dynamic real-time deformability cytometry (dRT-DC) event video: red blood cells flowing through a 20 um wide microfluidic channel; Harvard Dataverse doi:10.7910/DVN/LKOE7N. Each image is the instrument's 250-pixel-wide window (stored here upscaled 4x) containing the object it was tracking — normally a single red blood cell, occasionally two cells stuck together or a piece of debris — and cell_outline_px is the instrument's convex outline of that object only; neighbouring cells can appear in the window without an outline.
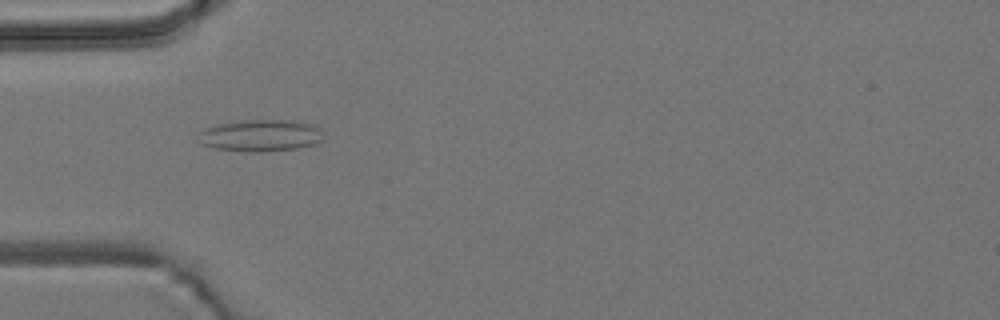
{"species": "common noctule bat (a hibernating species)", "species_latin": "Nyctalus noctula", "temperature_condition": "room temperature", "stored_images_in_passage": 7, "camera_frame_rate_fps": 3000, "um_per_image_px": 0.085, "animal": {"sex": "male", "body_mass_g": 19.2, "forearm_length_mm": 51.8}, "frame": {"image": 1, "passage_image": 5, "time_ms": 4.667, "image_size_px": [1000, 320], "cell_outline_px": [[324, 132], [320, 140], [316, 144], [296, 148], [264, 152], [248, 152], [212, 148], [200, 144], [196, 132], [204, 128], [220, 124], [244, 120], [292, 120], [312, 124], [320, 128]], "centroid_in_image_um": [22.11, 11.52], "position_along_channel_um": 62.9, "area_um2": 23.52}}
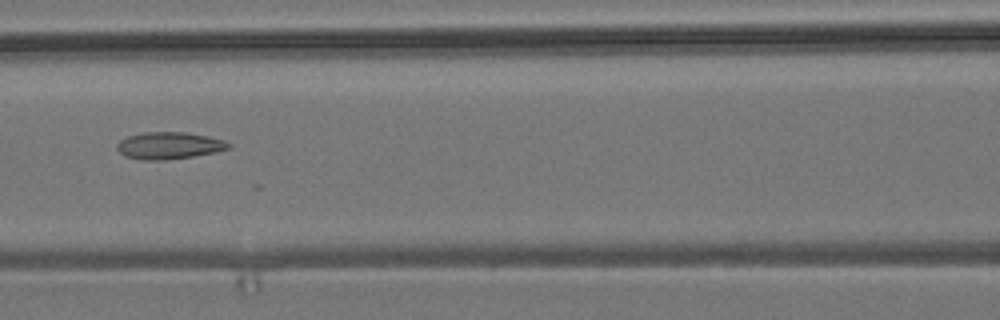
{"frame": {"image": 2, "passage_image": 7, "time_ms": 7.0, "image_size_px": [1000, 320], "cell_outline_px": [[232, 148], [216, 152], [168, 160], [144, 160], [124, 156], [116, 148], [116, 144], [120, 140], [128, 136], [144, 132], [184, 132], [208, 136], [224, 140], [232, 144]], "centroid_in_image_um": [14.39, 12.37], "position_along_channel_um": 152.2, "area_um2": 17.69}}